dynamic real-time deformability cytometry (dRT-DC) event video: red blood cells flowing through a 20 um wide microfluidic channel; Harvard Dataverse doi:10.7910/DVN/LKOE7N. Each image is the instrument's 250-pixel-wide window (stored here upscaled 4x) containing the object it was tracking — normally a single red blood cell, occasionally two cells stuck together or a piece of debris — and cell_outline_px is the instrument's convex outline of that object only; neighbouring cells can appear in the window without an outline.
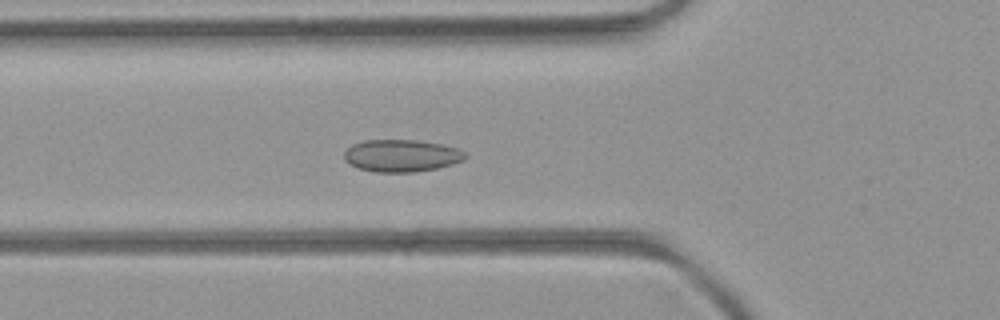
{"species": "common noctule bat (a hibernating species)", "species_latin": "Nyctalus noctula", "temperature_condition": "room temperature", "stored_images_in_passage": 51, "camera_frame_rate_fps": 3000, "um_per_image_px": 0.085, "animal": {"sex": "female", "body_mass_g": 21.9}, "frame": {"image": 1, "passage_image": 18, "time_ms": 5.667, "image_size_px": [1000, 320], "cell_outline_px": [[468, 156], [464, 160], [452, 164], [436, 168], [416, 172], [376, 172], [360, 168], [348, 164], [344, 160], [344, 152], [352, 144], [364, 140], [416, 140], [440, 144], [456, 148], [464, 152]], "centroid_in_image_um": [34.11, 13.23], "position_along_channel_um": 91.7, "area_um2": 22.72}}
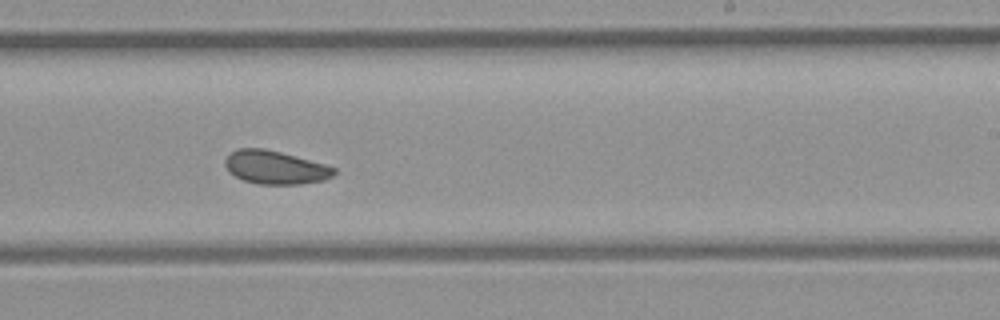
{"frame": {"image": 2, "passage_image": 31, "time_ms": 10.0, "image_size_px": [1000, 320], "cell_outline_px": [[336, 172], [332, 176], [324, 180], [300, 184], [256, 184], [244, 180], [228, 172], [224, 164], [224, 160], [236, 148], [264, 148], [280, 152], [324, 164], [336, 168]], "centroid_in_image_um": [23.37, 14.23], "position_along_channel_um": 265.6, "area_um2": 21.1}}
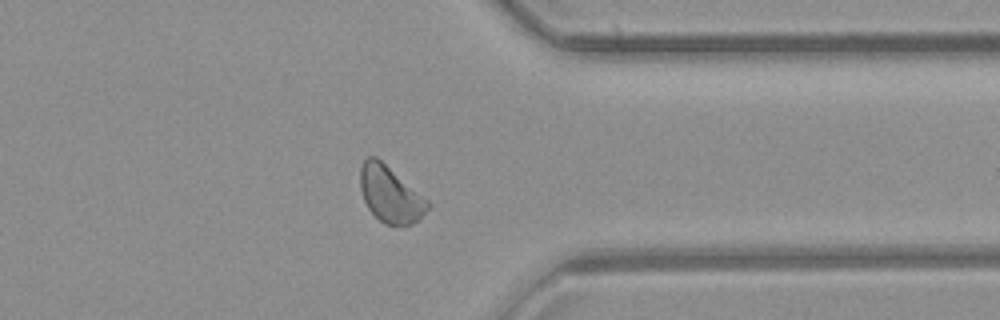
{"frame": {"image": 3, "passage_image": 40, "time_ms": 13.0, "image_size_px": [1000, 320], "cell_outline_px": [[432, 204], [412, 224], [400, 228], [384, 224], [368, 208], [364, 200], [360, 188], [360, 168], [364, 160], [368, 156], [376, 156], [428, 200]], "centroid_in_image_um": [33.16, 16.54], "position_along_channel_um": 378.2, "area_um2": 22.08}, "authors_computed_cell_mechanics": {"area_um2": 22.1374, "velocity_mm_per_s": 4.0045, "shape_relaxation_time_tau1_ms": 10.4363, "shape_relaxation_time_tau2_ms": null, "deformation_change_tau1": 0.0671, "deformation_change_tau2": null}}